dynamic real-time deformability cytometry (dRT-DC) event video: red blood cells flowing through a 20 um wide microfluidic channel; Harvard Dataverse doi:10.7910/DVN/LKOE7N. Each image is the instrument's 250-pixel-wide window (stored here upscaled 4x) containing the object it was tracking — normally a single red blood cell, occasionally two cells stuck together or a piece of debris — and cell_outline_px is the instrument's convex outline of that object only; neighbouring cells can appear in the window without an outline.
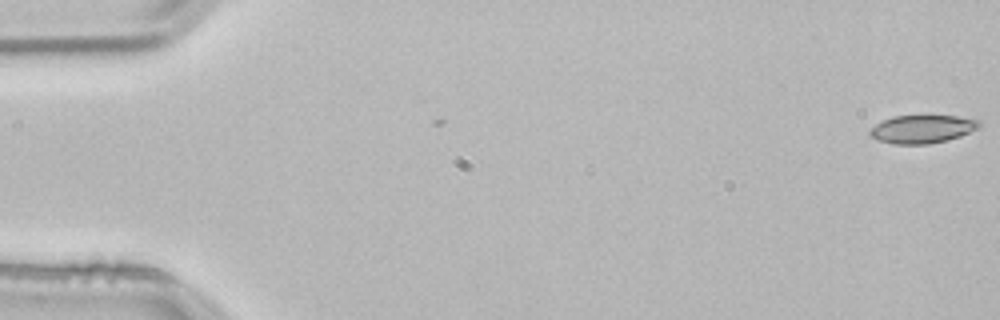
{"species": "common noctule bat (a hibernating species)", "species_latin": "Nyctalus noctula", "temperature_condition": "room temperature", "stored_images_in_passage": 2, "camera_frame_rate_fps": 3000, "um_per_image_px": 0.085, "animal": {"sex": "male", "body_mass_g": 21.5, "forearm_length_mm": 52.0}, "frame": {"image": 1, "passage_image": 2, "time_ms": 0.333, "image_size_px": [1000, 320], "cell_outline_px": [[980, 128], [960, 136], [948, 140], [928, 144], [892, 144], [876, 140], [868, 136], [868, 132], [876, 124], [892, 116], [956, 116], [980, 120]], "centroid_in_image_um": [78.37, 10.98], "position_along_channel_um": 6.6, "area_um2": 18.03}}